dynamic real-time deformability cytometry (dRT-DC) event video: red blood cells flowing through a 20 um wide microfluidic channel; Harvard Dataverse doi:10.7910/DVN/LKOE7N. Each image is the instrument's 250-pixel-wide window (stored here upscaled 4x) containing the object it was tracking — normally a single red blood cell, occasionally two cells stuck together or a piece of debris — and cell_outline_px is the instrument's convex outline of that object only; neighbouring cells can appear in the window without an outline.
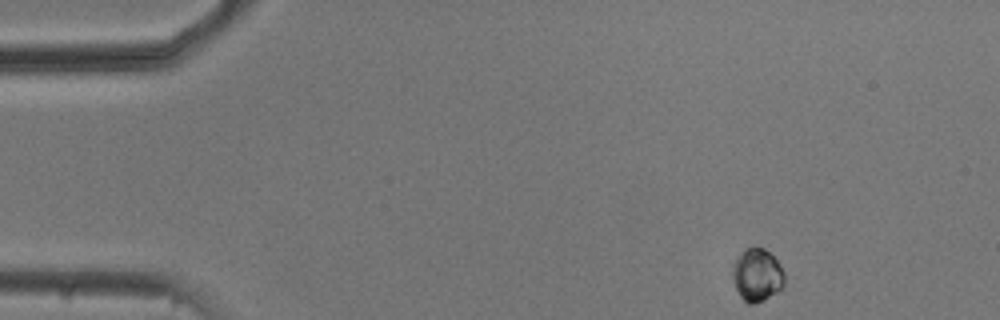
{"species": "common noctule bat (a hibernating species)", "species_latin": "Nyctalus noctula", "temperature_condition": "cold", "stored_images_in_passage": 5, "camera_frame_rate_fps": 3000, "um_per_image_px": 0.085, "animal": {"sex": "male", "body_mass_g": 20.5, "forearm_length_mm": 52.5}, "frame": {"image": 1, "passage_image": 1, "time_ms": 0.0, "image_size_px": [1000, 320], "cell_outline_px": [[784, 284], [776, 292], [764, 300], [756, 304], [748, 304], [740, 296], [736, 288], [732, 276], [732, 268], [736, 260], [748, 248], [764, 248], [780, 264], [784, 272]], "centroid_in_image_um": [64.36, 23.41], "position_along_channel_um": 20.6, "area_um2": 15.61}}